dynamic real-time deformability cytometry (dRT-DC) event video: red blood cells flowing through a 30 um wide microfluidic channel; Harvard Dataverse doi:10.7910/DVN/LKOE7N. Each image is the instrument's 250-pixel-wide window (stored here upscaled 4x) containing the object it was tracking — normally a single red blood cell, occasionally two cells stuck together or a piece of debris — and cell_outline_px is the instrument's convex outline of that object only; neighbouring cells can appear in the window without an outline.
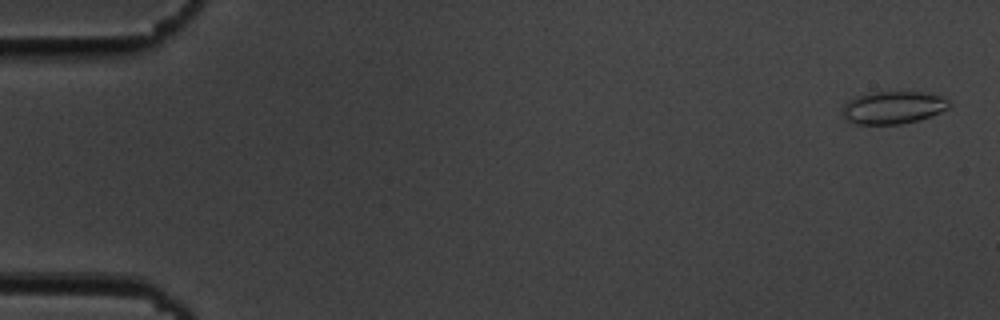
{"species": "common noctule bat (a hibernating species)", "species_latin": "Nyctalus noctula", "temperature_condition": "cold", "stored_images_in_passage": 55, "camera_frame_rate_fps": 3000, "um_per_image_px": 0.085, "animal": {"sex": "male", "body_mass_g": 19.5, "forearm_length_mm": 54.6}, "frame": {"image": 1, "passage_image": 2, "time_ms": 0.333, "image_size_px": [1000, 320], "cell_outline_px": [[948, 108], [940, 112], [916, 120], [900, 124], [856, 124], [848, 120], [844, 116], [844, 104], [848, 100], [856, 96], [868, 92], [924, 92], [944, 96], [948, 100]], "centroid_in_image_um": [75.91, 9.12], "position_along_channel_um": 9.1, "area_um2": 20.06}}
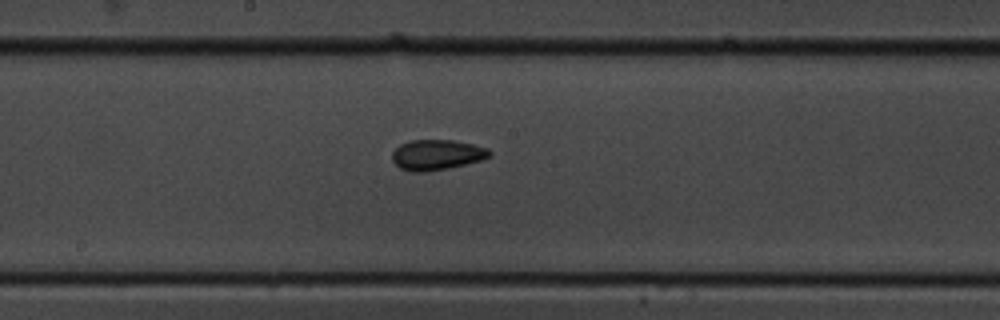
{"frame": {"image": 2, "passage_image": 30, "time_ms": 9.667, "image_size_px": [1000, 320], "cell_outline_px": [[492, 152], [488, 156], [480, 160], [448, 168], [424, 172], [412, 172], [400, 168], [392, 160], [392, 152], [400, 144], [412, 140], [452, 140], [472, 144], [488, 148]], "centroid_in_image_um": [37.09, 13.15], "position_along_channel_um": 211.1, "area_um2": 17.05}}
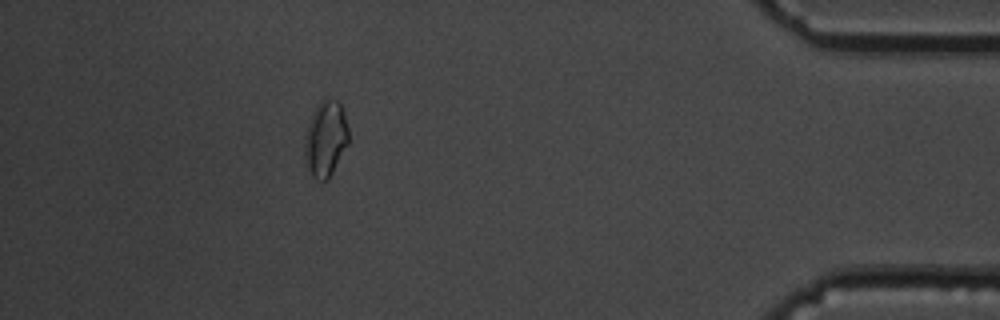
{"frame": {"image": 3, "passage_image": 50, "time_ms": 16.333, "image_size_px": [1000, 320], "cell_outline_px": [[348, 144], [328, 180], [316, 180], [312, 176], [304, 164], [304, 136], [312, 112], [316, 104], [320, 100], [336, 100], [340, 104], [344, 112], [348, 128]], "centroid_in_image_um": [27.64, 11.82], "position_along_channel_um": 407.6, "area_um2": 19.65}, "authors_computed_cell_mechanics": {"area_um2": 17.051, "velocity_mm_per_s": 3.6522, "shape_relaxation_time_tau1_ms": 2.3878, "shape_relaxation_time_tau2_ms": 2.9074, "deformation_change_tau1": 0.0743, "deformation_change_tau2": 0.0786}}